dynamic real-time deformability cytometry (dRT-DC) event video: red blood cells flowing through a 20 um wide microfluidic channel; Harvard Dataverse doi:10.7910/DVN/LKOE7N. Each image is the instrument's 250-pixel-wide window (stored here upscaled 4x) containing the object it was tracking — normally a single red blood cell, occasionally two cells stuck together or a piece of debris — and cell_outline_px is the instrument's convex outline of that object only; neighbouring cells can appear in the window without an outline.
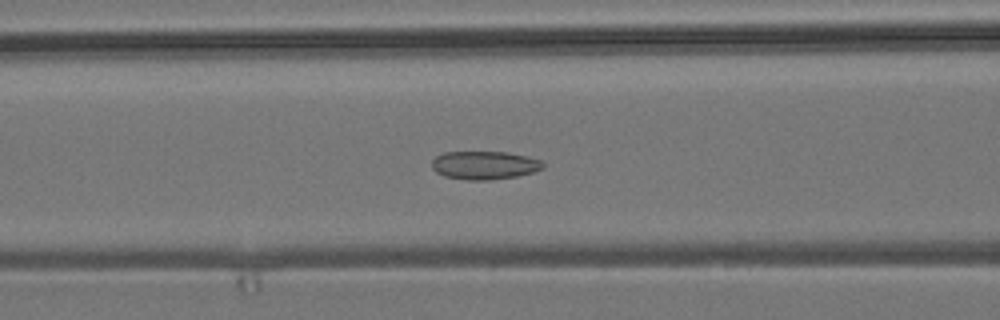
{"species": "common noctule bat (a hibernating species)", "species_latin": "Nyctalus noctula", "temperature_condition": "room temperature", "stored_images_in_passage": 53, "camera_frame_rate_fps": 3000, "um_per_image_px": 0.085, "animal": {"sex": "male", "body_mass_g": 19.2, "forearm_length_mm": 51.8}, "frame": {"image": 1, "passage_image": 21, "time_ms": 6.667, "image_size_px": [1000, 320], "cell_outline_px": [[544, 168], [532, 172], [516, 176], [488, 180], [468, 180], [444, 176], [436, 172], [432, 168], [432, 160], [436, 156], [444, 152], [508, 152], [528, 156], [540, 160], [544, 164]], "centroid_in_image_um": [41.17, 14.04], "position_along_channel_um": 125.4, "area_um2": 18.32}}
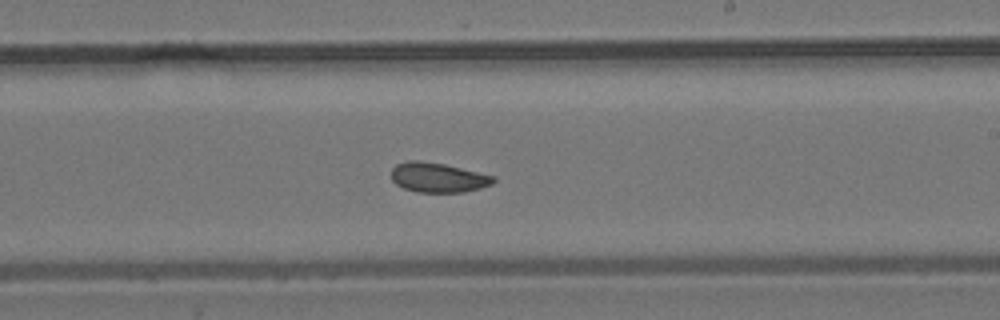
{"frame": {"image": 2, "passage_image": 31, "time_ms": 10.0, "image_size_px": [1000, 320], "cell_outline_px": [[496, 180], [492, 184], [480, 188], [464, 192], [416, 192], [404, 188], [396, 184], [392, 180], [392, 168], [396, 164], [408, 160], [420, 160], [444, 164], [496, 176]], "centroid_in_image_um": [37.23, 15.08], "position_along_channel_um": 251.8, "area_um2": 17.74}}
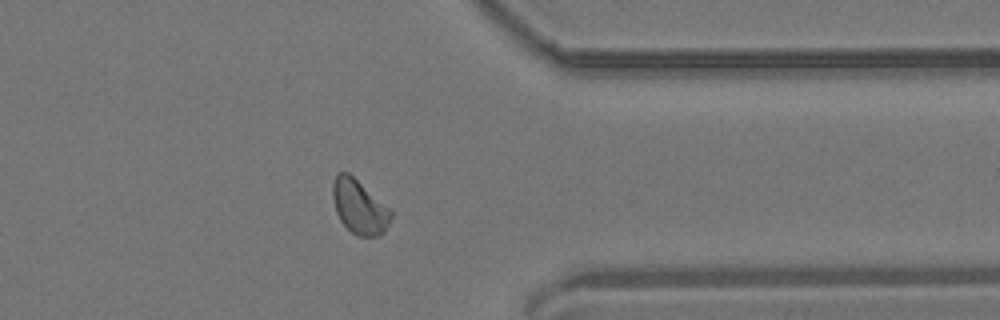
{"frame": {"image": 3, "passage_image": 42, "time_ms": 13.667, "image_size_px": [1000, 320], "cell_outline_px": [[392, 216], [384, 232], [380, 236], [356, 236], [340, 220], [336, 212], [332, 196], [332, 184], [336, 172], [348, 172], [392, 208]], "centroid_in_image_um": [30.56, 17.56], "position_along_channel_um": 380.8, "area_um2": 18.67}, "authors_computed_cell_mechanics": {"area_um2": 18.2648, "velocity_mm_per_s": 3.7886, "shape_relaxation_time_tau1_ms": null, "shape_relaxation_time_tau2_ms": 2.6147, "deformation_change_tau1": null, "deformation_change_tau2": 0.0744}}